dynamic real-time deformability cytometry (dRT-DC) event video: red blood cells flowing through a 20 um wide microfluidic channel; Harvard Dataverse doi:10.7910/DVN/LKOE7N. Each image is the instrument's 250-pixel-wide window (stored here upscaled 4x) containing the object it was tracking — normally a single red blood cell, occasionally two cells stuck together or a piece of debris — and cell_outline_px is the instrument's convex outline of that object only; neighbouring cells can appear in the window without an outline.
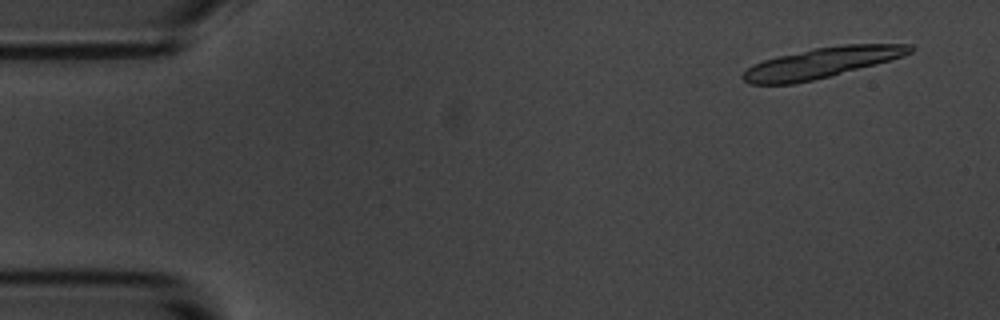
{"species": "common noctule bat (a hibernating species)", "species_latin": "Nyctalus noctula", "temperature_condition": "room temperature", "stored_images_in_passage": 6, "segment_of_instrument_passage": [1, 2], "camera_frame_rate_fps": 3000, "um_per_image_px": 0.085, "animal": {"sex": "male", "body_mass_g": 20.1, "forearm_length_mm": 53.5}, "frame": {"image": 1, "passage_image": 2, "time_ms": 1.0, "image_size_px": [1000, 320], "cell_outline_px": [[916, 48], [912, 52], [904, 56], [828, 76], [812, 80], [792, 84], [748, 84], [740, 76], [752, 64], [764, 60], [780, 56], [816, 48], [844, 44], [912, 44]], "centroid_in_image_um": [69.84, 5.33], "position_along_channel_um": 15.2, "area_um2": 29.07}}